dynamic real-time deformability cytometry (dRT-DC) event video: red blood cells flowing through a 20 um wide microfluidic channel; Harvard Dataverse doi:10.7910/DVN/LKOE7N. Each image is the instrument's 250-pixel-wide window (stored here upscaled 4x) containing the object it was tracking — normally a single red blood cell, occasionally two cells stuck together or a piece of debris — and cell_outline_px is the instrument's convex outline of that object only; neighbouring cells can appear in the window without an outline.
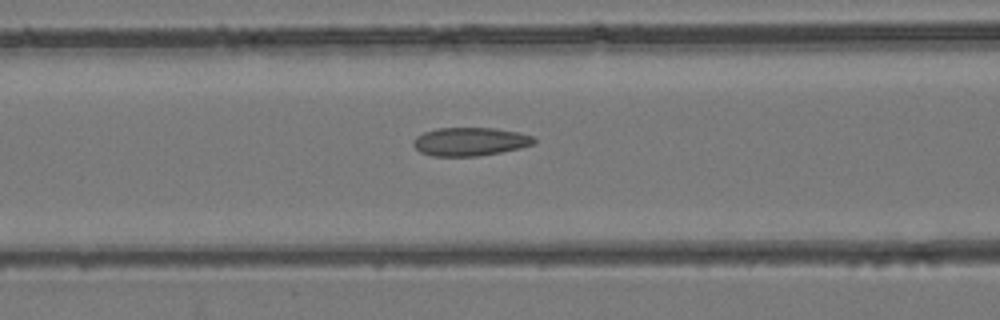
{"species": "common noctule bat (a hibernating species)", "species_latin": "Nyctalus noctula", "temperature_condition": "room temperature", "stored_images_in_passage": 44, "camera_frame_rate_fps": 3000, "um_per_image_px": 0.085, "animal": {"sex": "female", "body_mass_g": 24.6, "forearm_length_mm": 56.2}, "frame": {"image": 1, "passage_image": 18, "time_ms": 5.667, "image_size_px": [1000, 320], "cell_outline_px": [[536, 144], [520, 148], [500, 152], [476, 156], [432, 156], [420, 152], [412, 144], [412, 140], [416, 136], [424, 132], [436, 128], [496, 128], [520, 132], [532, 136], [536, 140]], "centroid_in_image_um": [39.95, 12.03], "position_along_channel_um": 126.6, "area_um2": 20.11}}
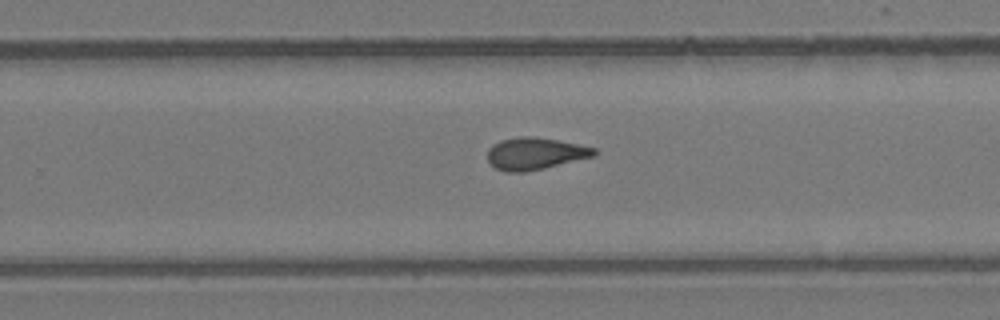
{"frame": {"image": 2, "passage_image": 28, "time_ms": 9.0, "image_size_px": [1000, 320], "cell_outline_px": [[596, 156], [544, 168], [524, 172], [504, 172], [496, 168], [488, 160], [488, 148], [492, 144], [500, 140], [520, 136], [532, 136], [580, 144], [596, 148]], "centroid_in_image_um": [45.48, 13.05], "position_along_channel_um": 284.3, "area_um2": 20.0}}
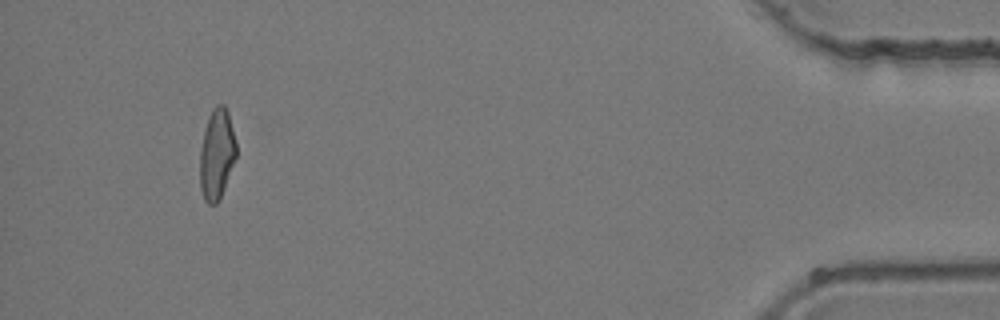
{"frame": {"image": 3, "passage_image": 41, "time_ms": 13.333, "image_size_px": [1000, 320], "cell_outline_px": [[236, 156], [220, 200], [216, 204], [208, 204], [204, 200], [200, 188], [200, 148], [204, 128], [208, 116], [212, 108], [216, 104], [224, 104], [228, 112], [236, 140]], "centroid_in_image_um": [18.41, 13.09], "position_along_channel_um": 416.8, "area_um2": 19.42}}